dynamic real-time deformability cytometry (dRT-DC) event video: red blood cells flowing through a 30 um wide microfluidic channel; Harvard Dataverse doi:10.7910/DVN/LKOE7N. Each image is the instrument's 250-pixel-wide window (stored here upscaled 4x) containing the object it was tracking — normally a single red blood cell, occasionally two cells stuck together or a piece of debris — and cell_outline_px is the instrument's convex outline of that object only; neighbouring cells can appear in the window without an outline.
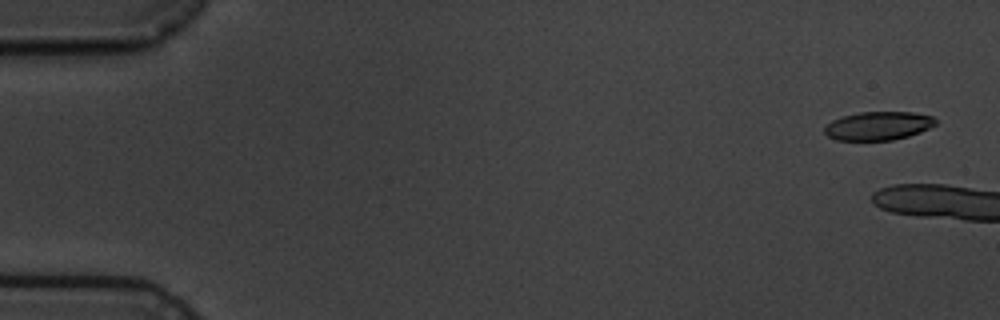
{"species": "common noctule bat (a hibernating species)", "species_latin": "Nyctalus noctula", "temperature_condition": "cold", "stored_images_in_passage": 3, "camera_frame_rate_fps": 3000, "um_per_image_px": 0.085, "animal": {"sex": "male", "body_mass_g": 19.5, "forearm_length_mm": 54.6}, "frame": {"image": 1, "passage_image": 1, "time_ms": 0.0, "image_size_px": [1000, 320], "cell_outline_px": [[936, 124], [920, 132], [908, 136], [892, 140], [836, 140], [828, 136], [824, 132], [824, 128], [832, 120], [844, 116], [860, 112], [912, 112], [932, 116], [936, 120]], "centroid_in_image_um": [74.65, 10.7], "position_along_channel_um": 10.4, "area_um2": 18.32}}